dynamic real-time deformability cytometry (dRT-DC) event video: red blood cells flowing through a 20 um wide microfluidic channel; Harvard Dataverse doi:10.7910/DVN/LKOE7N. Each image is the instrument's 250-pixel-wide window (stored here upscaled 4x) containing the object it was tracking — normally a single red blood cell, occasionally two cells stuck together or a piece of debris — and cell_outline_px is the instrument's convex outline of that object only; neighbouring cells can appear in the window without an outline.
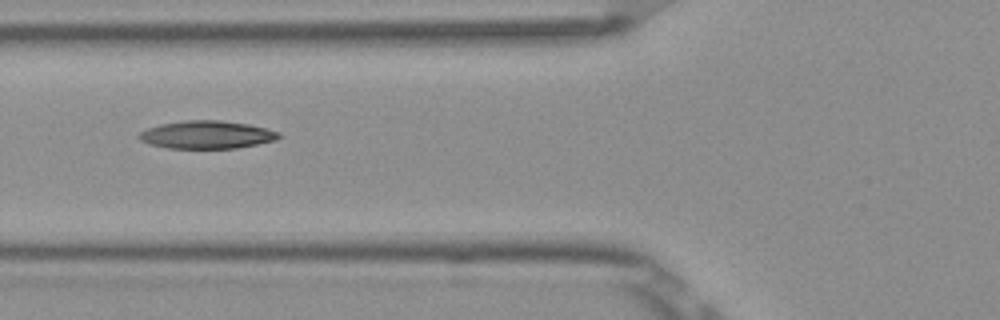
{"species": "Egyptian fruit bat (a non-hibernating species)", "species_latin": "Rousettus aegyptiacus", "temperature_condition": "room temperature", "stored_images_in_passage": 6, "camera_frame_rate_fps": 3000, "um_per_image_px": 0.085, "frame": {"image": 1, "passage_image": 6, "time_ms": 1.667, "image_size_px": [1000, 320], "cell_outline_px": [[280, 136], [276, 140], [236, 148], [168, 148], [152, 144], [140, 140], [136, 136], [140, 132], [148, 128], [160, 124], [184, 120], [220, 120], [248, 124], [280, 132]], "centroid_in_image_um": [17.56, 11.44], "position_along_channel_um": 108.2, "area_um2": 22.54}}